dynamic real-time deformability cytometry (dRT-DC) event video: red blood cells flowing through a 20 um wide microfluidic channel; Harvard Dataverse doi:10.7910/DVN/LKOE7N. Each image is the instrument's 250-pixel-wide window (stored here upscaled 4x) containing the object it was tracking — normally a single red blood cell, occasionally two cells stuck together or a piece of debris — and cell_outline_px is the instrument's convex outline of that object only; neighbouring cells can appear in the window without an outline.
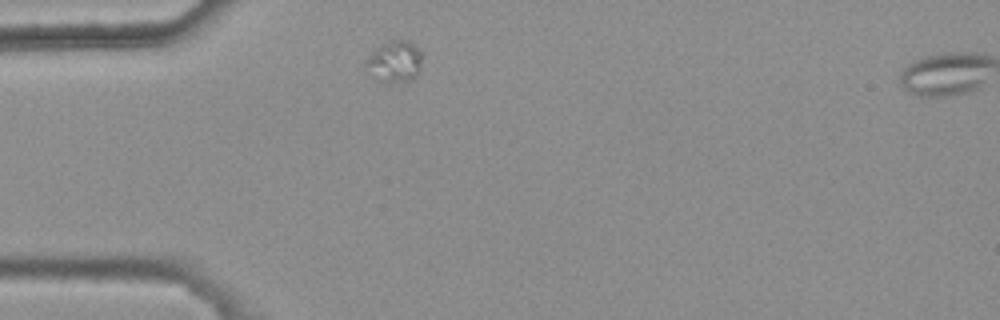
{"species": "common noctule bat (a hibernating species)", "species_latin": "Nyctalus noctula", "temperature_condition": "warm", "stored_images_in_passage": 2, "segment_of_instrument_passage": [1, 2], "camera_frame_rate_fps": 3000, "um_per_image_px": 0.085, "animal": {"sex": "female", "body_mass_g": 25.1}, "frame": {"image": 1, "passage_image": 1, "time_ms": 0.0, "image_size_px": [1000, 320], "cell_outline_px": [[420, 68], [416, 76], [408, 80], [388, 84], [372, 80], [368, 64], [368, 60], [372, 52], [380, 44], [392, 40], [408, 40], [420, 48]], "centroid_in_image_um": [33.55, 5.25], "position_along_channel_um": 51.5, "area_um2": 13.53}}